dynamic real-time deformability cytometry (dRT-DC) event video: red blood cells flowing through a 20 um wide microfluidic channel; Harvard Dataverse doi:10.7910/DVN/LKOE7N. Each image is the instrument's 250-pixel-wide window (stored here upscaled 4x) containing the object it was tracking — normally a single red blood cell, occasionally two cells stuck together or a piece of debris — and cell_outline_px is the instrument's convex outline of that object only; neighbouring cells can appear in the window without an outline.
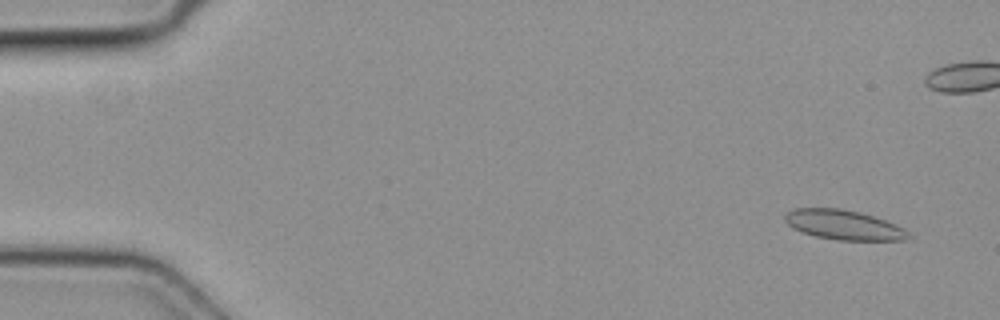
{"species": "common noctule bat (a hibernating species)", "species_latin": "Nyctalus noctula", "temperature_condition": "cold", "stored_images_in_passage": 6, "camera_frame_rate_fps": 3000, "um_per_image_px": 0.085, "animal": {"sex": "female", "body_mass_g": 19.3, "forearm_length_mm": 54.1}, "frame": {"image": 1, "passage_image": 2, "time_ms": 0.333, "image_size_px": [1000, 320], "cell_outline_px": [[912, 236], [908, 240], [836, 240], [816, 236], [792, 228], [784, 220], [784, 216], [788, 212], [796, 208], [840, 208], [860, 212], [884, 220], [908, 232]], "centroid_in_image_um": [71.69, 19.12], "position_along_channel_um": 13.3, "area_um2": 21.1}}
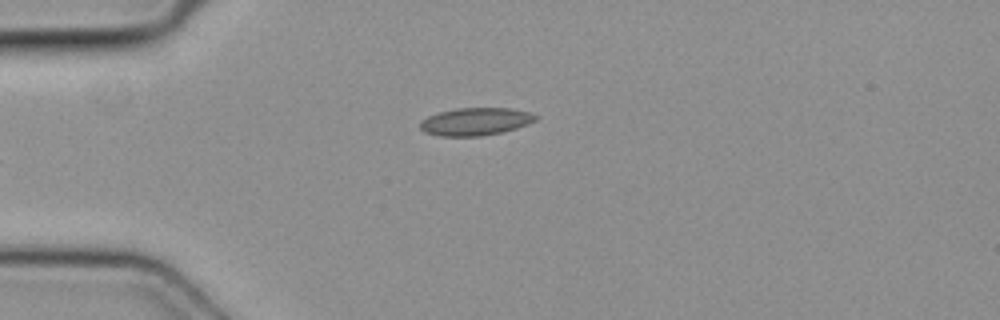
{"frame": {"image": 2, "passage_image": 6, "time_ms": 1.667, "image_size_px": [1000, 320], "cell_outline_px": [[540, 116], [536, 120], [528, 124], [516, 128], [500, 132], [480, 136], [440, 136], [424, 132], [420, 128], [420, 120], [428, 116], [440, 112], [456, 108], [512, 108], [532, 112]], "centroid_in_image_um": [40.44, 10.32], "position_along_channel_um": 44.6, "area_um2": 18.73}}